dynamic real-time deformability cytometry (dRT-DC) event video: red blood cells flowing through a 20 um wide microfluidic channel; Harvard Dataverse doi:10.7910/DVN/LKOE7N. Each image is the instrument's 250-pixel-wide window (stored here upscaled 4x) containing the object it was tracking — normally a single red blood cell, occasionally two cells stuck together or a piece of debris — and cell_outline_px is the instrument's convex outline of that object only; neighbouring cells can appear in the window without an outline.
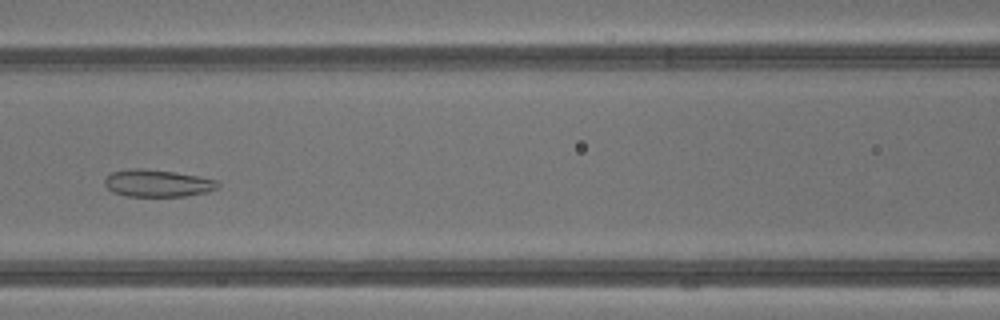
{"species": "common noctule bat (a hibernating species)", "species_latin": "Nyctalus noctula", "temperature_condition": "warm", "stored_images_in_passage": 36, "segment_of_instrument_passage": [1, 2], "camera_frame_rate_fps": 3000, "um_per_image_px": 0.085, "animal": {"sex": "male", "body_mass_g": 13.3}, "frame": {"image": 1, "passage_image": 15, "time_ms": 4.667, "image_size_px": [1000, 320], "cell_outline_px": [[220, 188], [208, 192], [184, 196], [128, 196], [112, 192], [104, 184], [104, 180], [112, 172], [132, 168], [140, 168], [176, 172], [216, 180], [220, 184]], "centroid_in_image_um": [13.4, 15.58], "position_along_channel_um": 153.2, "area_um2": 17.92}}
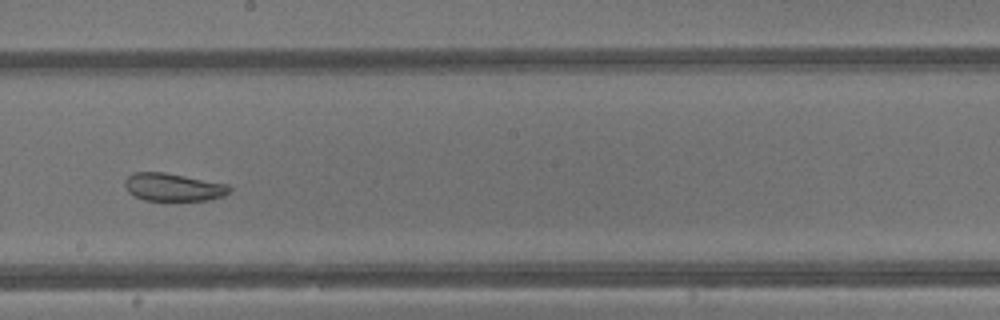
{"frame": {"image": 2, "passage_image": 20, "time_ms": 6.333, "image_size_px": [1000, 320], "cell_outline_px": [[232, 192], [224, 196], [208, 200], [144, 200], [128, 192], [124, 184], [124, 180], [128, 176], [136, 172], [164, 172], [228, 184], [232, 188]], "centroid_in_image_um": [14.76, 15.91], "position_along_channel_um": 233.4, "area_um2": 16.99}}
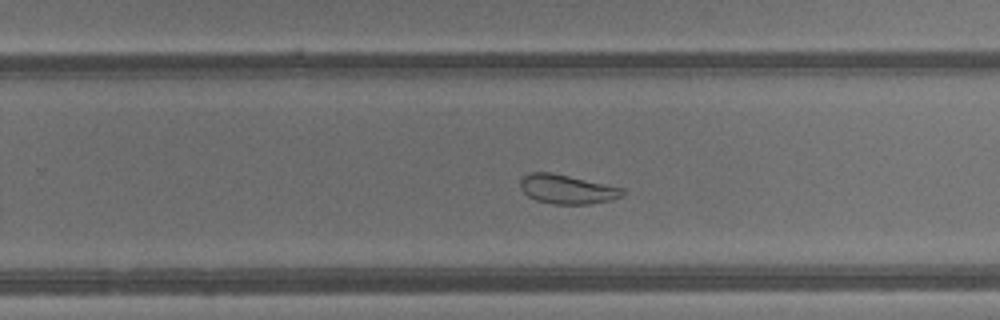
{"frame": {"image": 3, "passage_image": 23, "time_ms": 7.333, "image_size_px": [1000, 320], "cell_outline_px": [[624, 196], [612, 200], [588, 204], [552, 204], [536, 200], [528, 196], [520, 188], [520, 180], [524, 176], [532, 172], [552, 172], [624, 188]], "centroid_in_image_um": [48.21, 16.09], "position_along_channel_um": 281.6, "area_um2": 17.46}}